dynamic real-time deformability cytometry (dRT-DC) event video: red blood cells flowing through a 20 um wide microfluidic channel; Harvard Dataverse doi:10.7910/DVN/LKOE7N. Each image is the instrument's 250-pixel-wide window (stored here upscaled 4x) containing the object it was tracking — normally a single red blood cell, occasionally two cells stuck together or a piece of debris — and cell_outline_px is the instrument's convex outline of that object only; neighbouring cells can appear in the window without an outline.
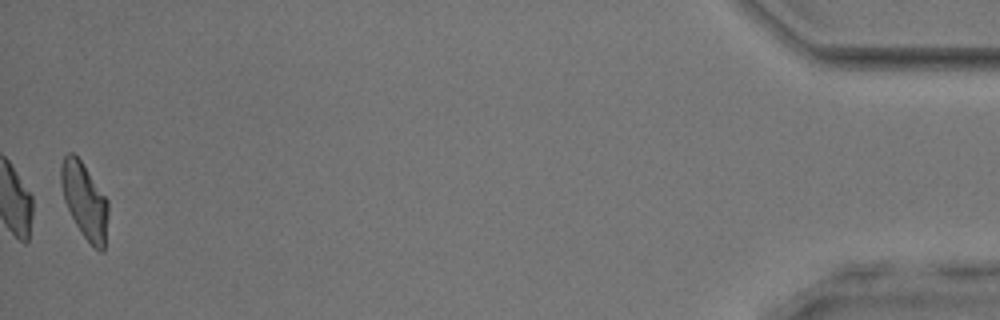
{"species": "common noctule bat (a hibernating species)", "species_latin": "Nyctalus noctula", "temperature_condition": "room temperature", "stored_images_in_passage": 52, "camera_frame_rate_fps": 3000, "um_per_image_px": 0.085, "animal": {"sex": "male", "body_mass_g": 17.9, "forearm_length_mm": 54.2}, "frame": {"image": 1, "passage_image": 52, "time_ms": 17.0, "image_size_px": [1000, 320], "cell_outline_px": [[108, 216], [104, 252], [100, 252], [84, 236], [76, 224], [64, 200], [60, 184], [60, 164], [64, 156], [68, 152], [72, 152], [80, 160], [108, 200]], "centroid_in_image_um": [7.18, 17.04], "position_along_channel_um": 428.0, "area_um2": 20.58}, "authors_computed_cell_mechanics": {"area_um2": 21.6172, "velocity_mm_per_s": 3.9557, "shape_relaxation_time_tau1_ms": 3.6577, "shape_relaxation_time_tau2_ms": 2.3438, "deformation_change_tau1": 0.1716, "deformation_change_tau2": 0.1105}}